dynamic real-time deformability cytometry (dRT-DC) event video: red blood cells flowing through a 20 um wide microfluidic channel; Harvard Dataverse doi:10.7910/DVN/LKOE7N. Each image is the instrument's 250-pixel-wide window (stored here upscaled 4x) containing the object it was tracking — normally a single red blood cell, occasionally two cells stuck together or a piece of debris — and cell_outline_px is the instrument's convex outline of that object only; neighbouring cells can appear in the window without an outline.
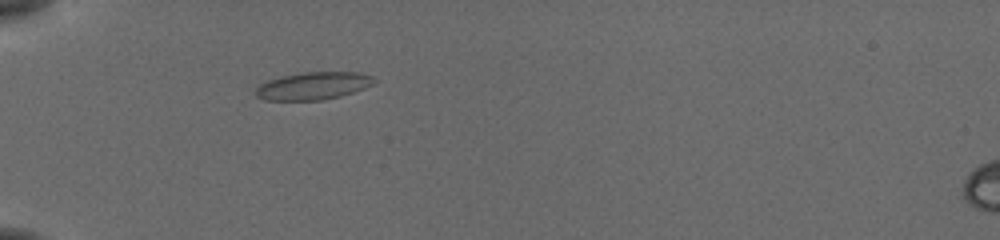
{"species": "common noctule bat (a hibernating species)", "species_latin": "Nyctalus noctula", "temperature_condition": "cold", "stored_images_in_passage": 41, "camera_frame_rate_fps": 3000, "um_per_image_px": 0.085, "animal": {"sex": "female", "body_mass_g": 19.5, "forearm_length_mm": 54.1}, "frame": {"image": 1, "passage_image": 4, "time_ms": 1.0, "image_size_px": [1000, 240], "cell_outline_px": [[376, 80], [372, 84], [364, 88], [340, 96], [320, 100], [264, 100], [256, 96], [256, 88], [260, 84], [268, 80], [280, 76], [304, 72], [356, 72], [372, 76]], "centroid_in_image_um": [26.59, 7.29], "position_along_channel_um": 58.4, "area_um2": 18.9}}
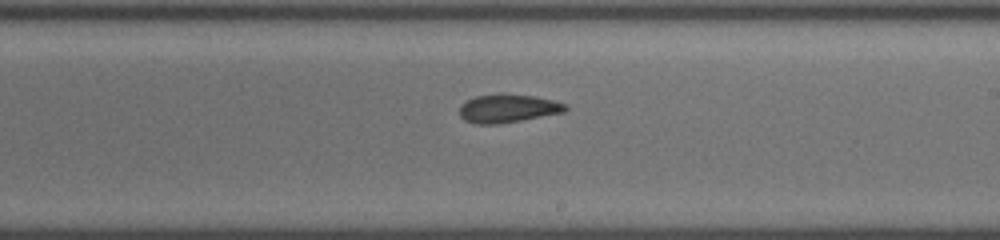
{"frame": {"image": 2, "passage_image": 20, "time_ms": 6.333, "image_size_px": [1000, 240], "cell_outline_px": [[568, 108], [564, 112], [500, 124], [476, 124], [464, 120], [460, 116], [460, 108], [468, 100], [476, 96], [500, 92], [504, 92], [536, 96], [568, 104]], "centroid_in_image_um": [43.19, 9.19], "position_along_channel_um": 245.8, "area_um2": 17.74}}
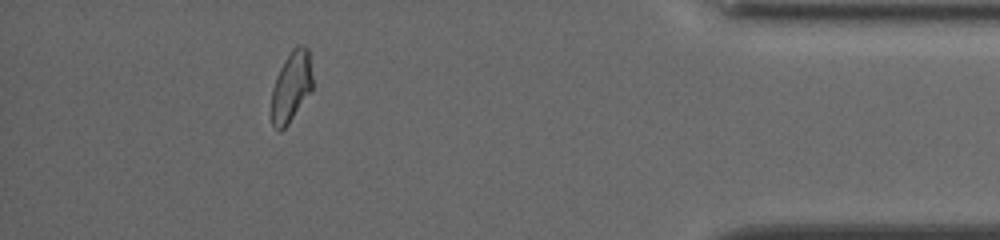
{"frame": {"image": 3, "passage_image": 36, "time_ms": 11.667, "image_size_px": [1000, 240], "cell_outline_px": [[312, 88], [288, 124], [280, 132], [276, 132], [272, 124], [272, 88], [276, 76], [280, 68], [292, 48], [296, 44], [304, 44], [308, 48], [312, 76]], "centroid_in_image_um": [24.74, 7.34], "position_along_channel_um": 410.5, "area_um2": 16.82}, "authors_computed_cell_mechanics": {"area_um2": 17.4556, "velocity_mm_per_s": 3.8134, "shape_relaxation_time_tau1_ms": 6.2103, "shape_relaxation_time_tau2_ms": 2.9229, "deformation_change_tau1": 0.1267, "deformation_change_tau2": 0.08}}